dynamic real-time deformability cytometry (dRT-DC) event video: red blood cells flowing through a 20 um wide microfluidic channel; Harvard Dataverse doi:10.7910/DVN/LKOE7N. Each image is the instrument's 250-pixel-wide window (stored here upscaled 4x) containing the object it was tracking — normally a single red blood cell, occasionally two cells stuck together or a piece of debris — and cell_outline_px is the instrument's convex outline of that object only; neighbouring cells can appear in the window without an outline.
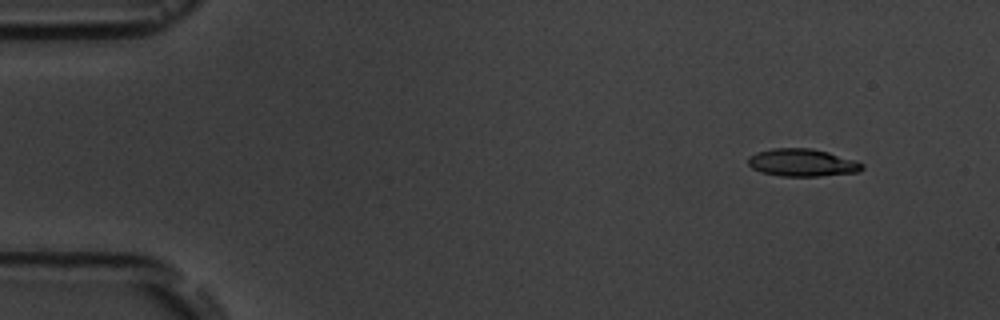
{"species": "common noctule bat (a hibernating species)", "species_latin": "Nyctalus noctula", "temperature_condition": "room temperature", "stored_images_in_passage": 15, "camera_frame_rate_fps": 3000, "um_per_image_px": 0.085, "animal": {"sex": "male", "body_mass_g": 19.5, "forearm_length_mm": 54.6}, "frame": {"image": 1, "passage_image": 2, "time_ms": 1.333, "image_size_px": [1000, 320], "cell_outline_px": [[864, 168], [860, 172], [820, 176], [780, 176], [760, 172], [752, 168], [748, 164], [748, 156], [756, 152], [772, 148], [812, 148], [828, 152], [856, 160], [864, 164]], "centroid_in_image_um": [68.2, 13.82], "position_along_channel_um": 16.8, "area_um2": 18.55}}
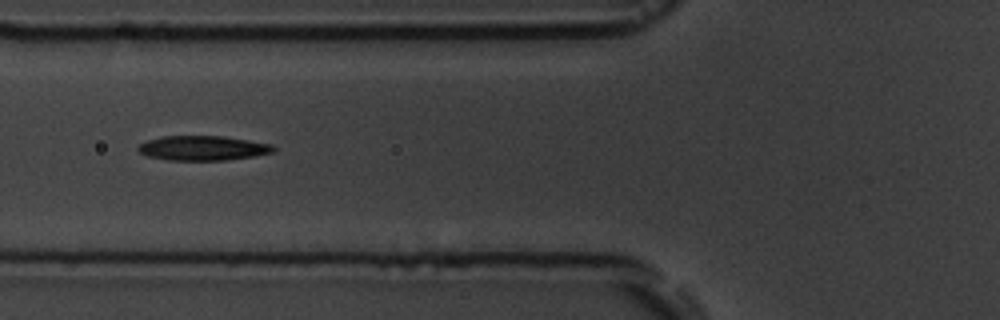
{"frame": {"image": 2, "passage_image": 6, "time_ms": 6.667, "image_size_px": [1000, 320], "cell_outline_px": [[276, 148], [272, 152], [256, 156], [228, 160], [168, 160], [148, 156], [140, 152], [136, 148], [140, 144], [148, 140], [160, 136], [224, 136], [272, 144]], "centroid_in_image_um": [17.25, 12.59], "position_along_channel_um": 108.5, "area_um2": 19.48}}
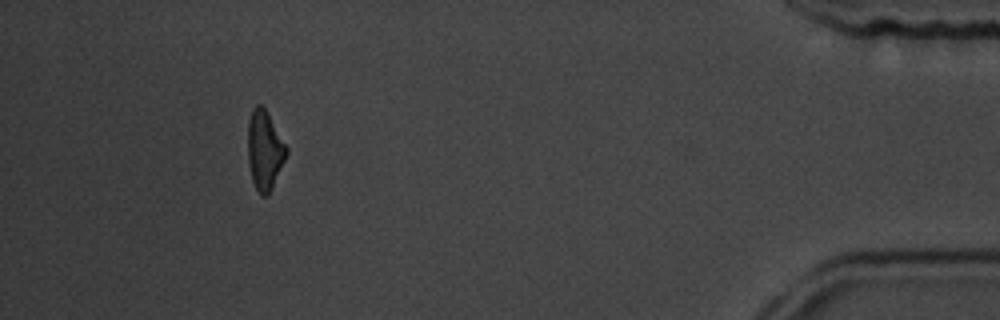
{"frame": {"image": 3, "passage_image": 14, "time_ms": 16.667, "image_size_px": [1000, 320], "cell_outline_px": [[288, 152], [272, 188], [268, 196], [260, 196], [252, 180], [248, 164], [248, 120], [252, 108], [256, 104], [260, 104], [268, 112], [288, 148]], "centroid_in_image_um": [22.48, 12.75], "position_along_channel_um": 412.7, "area_um2": 17.98}, "authors_computed_cell_mechanics": {"area_um2": 18.5538, "velocity_mm_per_s": 3.6684, "shape_relaxation_time_tau1_ms": 4.1267, "shape_relaxation_time_tau2_ms": 3.2542, "deformation_change_tau1": 0.1285, "deformation_change_tau2": 0.1227}}